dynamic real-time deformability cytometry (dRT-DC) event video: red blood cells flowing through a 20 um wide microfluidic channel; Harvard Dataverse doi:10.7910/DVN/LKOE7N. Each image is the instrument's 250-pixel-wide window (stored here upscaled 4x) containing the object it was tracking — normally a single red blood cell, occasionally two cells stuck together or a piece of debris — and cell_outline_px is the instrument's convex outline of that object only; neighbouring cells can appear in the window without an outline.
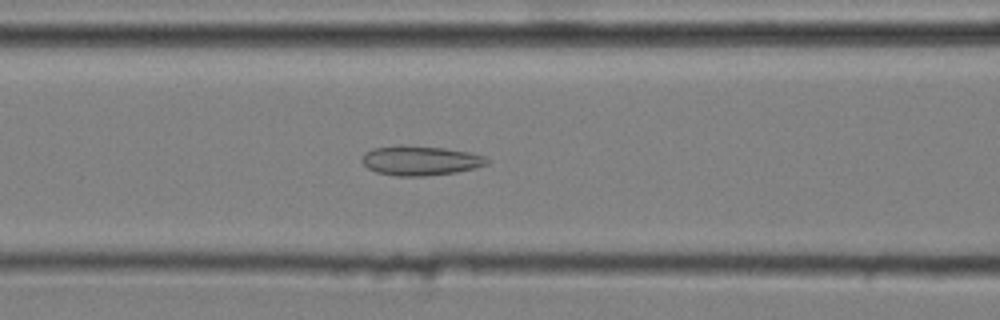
{"species": "common noctule bat (a hibernating species)", "species_latin": "Nyctalus noctula", "temperature_condition": "cold", "stored_images_in_passage": 52, "camera_frame_rate_fps": 3000, "um_per_image_px": 0.085, "animal": {"sex": "male", "body_mass_g": 20.4}, "frame": {"image": 1, "passage_image": 22, "time_ms": 7.0, "image_size_px": [1000, 320], "cell_outline_px": [[488, 164], [476, 168], [456, 172], [424, 176], [396, 176], [376, 172], [368, 168], [360, 160], [364, 152], [372, 148], [400, 144], [444, 148], [472, 152], [484, 156], [488, 160]], "centroid_in_image_um": [35.7, 13.63], "position_along_channel_um": 130.9, "area_um2": 21.85}}
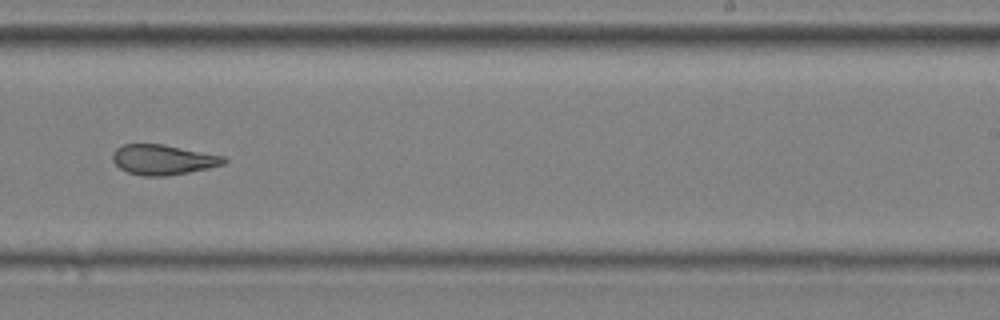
{"frame": {"image": 2, "passage_image": 34, "time_ms": 11.0, "image_size_px": [1000, 320], "cell_outline_px": [[228, 160], [224, 164], [208, 168], [188, 172], [164, 176], [144, 176], [128, 172], [120, 168], [112, 160], [112, 152], [116, 148], [124, 144], [164, 144], [224, 156]], "centroid_in_image_um": [13.85, 13.56], "position_along_channel_um": 275.2, "area_um2": 19.48}}
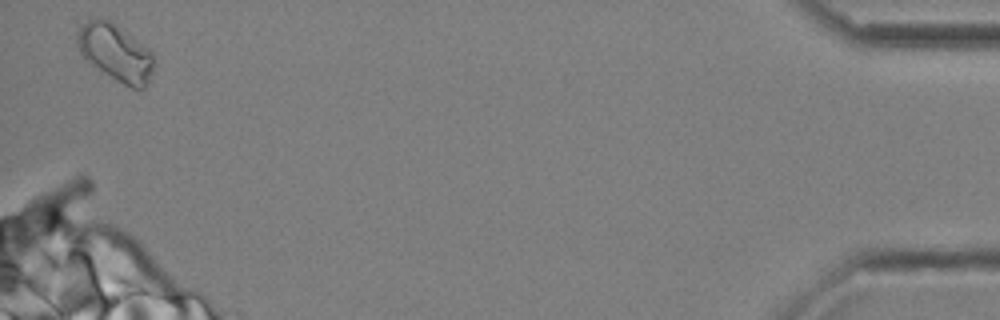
{"frame": {"image": 3, "passage_image": 52, "time_ms": 17.0, "image_size_px": [1000, 320], "cell_outline_px": [[156, 64], [148, 84], [144, 88], [132, 88], [116, 80], [88, 64], [80, 52], [76, 40], [80, 28], [88, 20], [96, 16], [100, 16], [108, 20], [148, 48], [152, 52]], "centroid_in_image_um": [9.83, 4.49], "position_along_channel_um": 425.4, "area_um2": 25.49}, "authors_computed_cell_mechanics": {"area_um2": 21.5016, "velocity_mm_per_s": 3.6154, "shape_relaxation_time_tau1_ms": null, "shape_relaxation_time_tau2_ms": 2.3173, "deformation_change_tau1": null, "deformation_change_tau2": 0.1031}}